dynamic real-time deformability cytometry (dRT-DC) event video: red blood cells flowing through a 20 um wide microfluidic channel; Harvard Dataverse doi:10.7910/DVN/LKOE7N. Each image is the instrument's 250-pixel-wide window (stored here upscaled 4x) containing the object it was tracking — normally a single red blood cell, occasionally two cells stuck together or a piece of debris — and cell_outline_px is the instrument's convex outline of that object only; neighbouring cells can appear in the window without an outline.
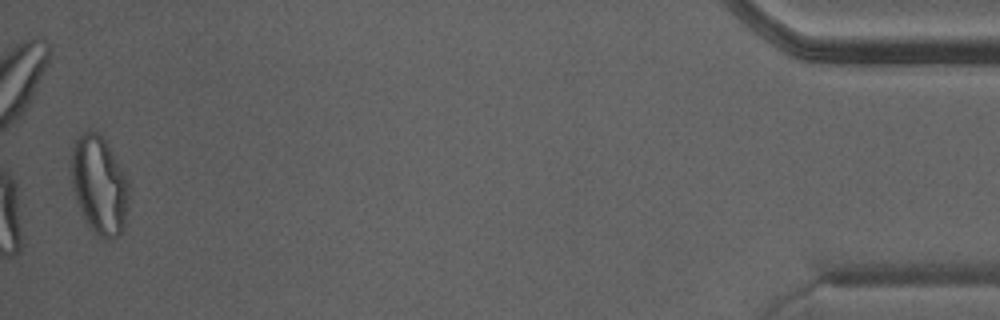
{"species": "Egyptian fruit bat (a non-hibernating species)", "species_latin": "Rousettus aegyptiacus", "temperature_condition": "warm", "stored_images_in_passage": 27, "camera_frame_rate_fps": 3000, "um_per_image_px": 0.085, "animal": {"sex": "male"}, "frame": {"image": 1, "passage_image": 27, "time_ms": 8.667, "image_size_px": [1000, 320], "cell_outline_px": [[128, 196], [124, 228], [120, 236], [108, 240], [104, 240], [84, 220], [76, 200], [72, 188], [72, 148], [80, 132], [96, 132], [104, 140], [128, 180]], "centroid_in_image_um": [8.43, 15.78], "position_along_channel_um": 426.8, "area_um2": 32.43}}